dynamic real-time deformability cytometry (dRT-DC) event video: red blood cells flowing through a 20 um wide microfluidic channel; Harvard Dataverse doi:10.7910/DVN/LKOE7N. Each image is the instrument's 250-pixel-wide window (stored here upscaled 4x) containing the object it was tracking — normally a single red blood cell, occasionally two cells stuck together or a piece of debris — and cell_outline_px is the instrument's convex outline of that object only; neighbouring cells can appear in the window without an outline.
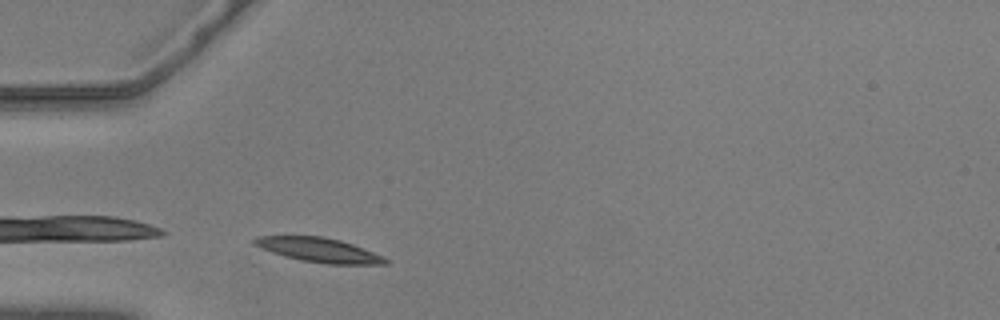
{"species": "common noctule bat (a hibernating species)", "species_latin": "Nyctalus noctula", "temperature_condition": "warm", "stored_images_in_passage": 30, "camera_frame_rate_fps": 3000, "um_per_image_px": 0.085, "animal": {"sex": "male", "body_mass_g": 20.5, "forearm_length_mm": 52.5}, "frame": {"image": 1, "passage_image": 1, "time_ms": 0.0, "image_size_px": [1000, 320], "cell_outline_px": [[392, 260], [388, 264], [328, 264], [300, 260], [284, 256], [272, 252], [252, 244], [252, 240], [256, 236], [324, 236], [340, 240], [352, 244], [384, 256]], "centroid_in_image_um": [27.14, 21.25], "position_along_channel_um": 57.9, "area_um2": 18.67}}
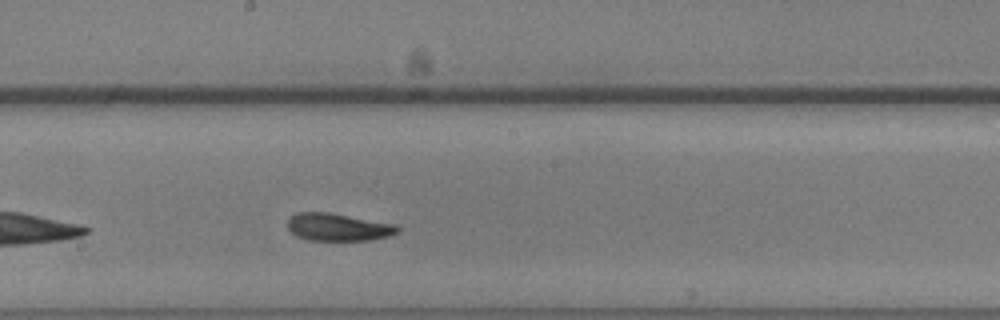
{"frame": {"image": 2, "passage_image": 15, "time_ms": 4.667, "image_size_px": [1000, 320], "cell_outline_px": [[400, 232], [388, 236], [372, 240], [308, 240], [296, 236], [288, 228], [288, 216], [296, 212], [328, 212], [396, 224], [400, 228]], "centroid_in_image_um": [28.74, 19.3], "position_along_channel_um": 219.5, "area_um2": 17.8}}
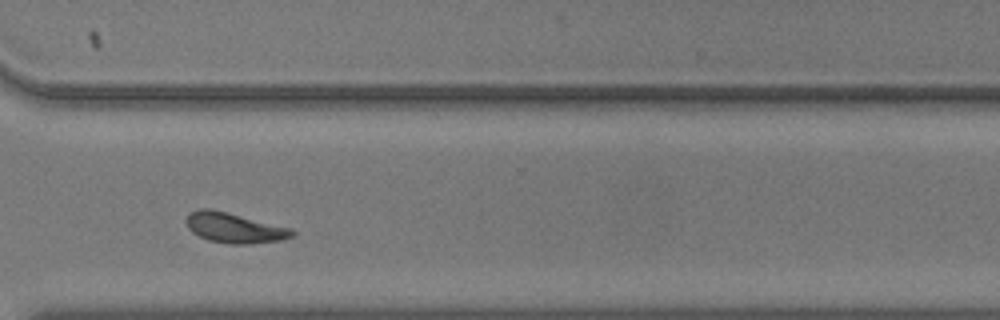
{"frame": {"image": 3, "passage_image": 26, "time_ms": 8.333, "image_size_px": [1000, 320], "cell_outline_px": [[296, 232], [292, 236], [280, 240], [244, 244], [232, 244], [208, 240], [192, 232], [188, 228], [184, 220], [188, 212], [200, 208], [208, 208], [228, 212], [292, 228]], "centroid_in_image_um": [19.88, 19.34], "position_along_channel_um": 350.7, "area_um2": 18.67}, "authors_computed_cell_mechanics": {"area_um2": 17.9469, "velocity_mm_per_s": 3.5885, "shape_relaxation_time_tau1_ms": 4.5575, "shape_relaxation_time_tau2_ms": 7.0311, "deformation_change_tau1": 0.1442, "deformation_change_tau2": 0.1081}}